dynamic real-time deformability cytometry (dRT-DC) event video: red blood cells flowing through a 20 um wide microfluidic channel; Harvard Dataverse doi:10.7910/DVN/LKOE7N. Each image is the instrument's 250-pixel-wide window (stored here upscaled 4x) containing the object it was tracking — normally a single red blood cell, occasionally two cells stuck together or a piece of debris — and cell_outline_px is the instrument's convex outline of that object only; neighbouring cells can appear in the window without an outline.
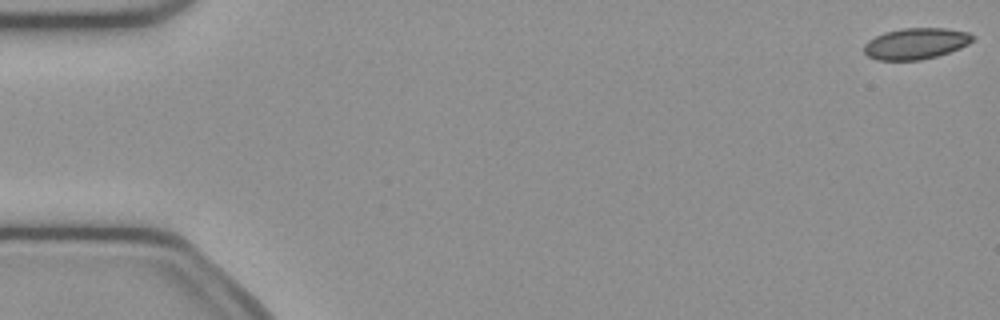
{"species": "common noctule bat (a hibernating species)", "species_latin": "Nyctalus noctula", "temperature_condition": "cold", "stored_images_in_passage": 53, "camera_frame_rate_fps": 3000, "um_per_image_px": 0.085, "animal": {"sex": "female", "body_mass_g": 21.9}, "frame": {"image": 1, "passage_image": 1, "time_ms": 0.0, "image_size_px": [1000, 320], "cell_outline_px": [[976, 36], [968, 44], [960, 48], [936, 56], [920, 60], [876, 60], [868, 56], [864, 52], [864, 44], [868, 40], [884, 32], [900, 28], [944, 28], [968, 32]], "centroid_in_image_um": [77.83, 3.7], "position_along_channel_um": 7.2, "area_um2": 19.77}}
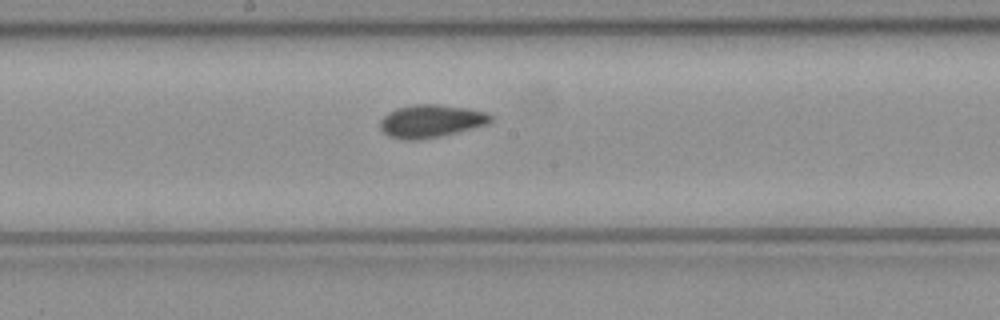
{"frame": {"image": 2, "passage_image": 28, "time_ms": 9.0, "image_size_px": [1000, 320], "cell_outline_px": [[492, 120], [488, 124], [440, 136], [416, 140], [404, 140], [388, 136], [380, 128], [380, 120], [388, 112], [396, 108], [412, 104], [436, 104], [468, 108], [488, 112], [492, 116]], "centroid_in_image_um": [36.62, 10.28], "position_along_channel_um": 211.6, "area_um2": 21.21}}
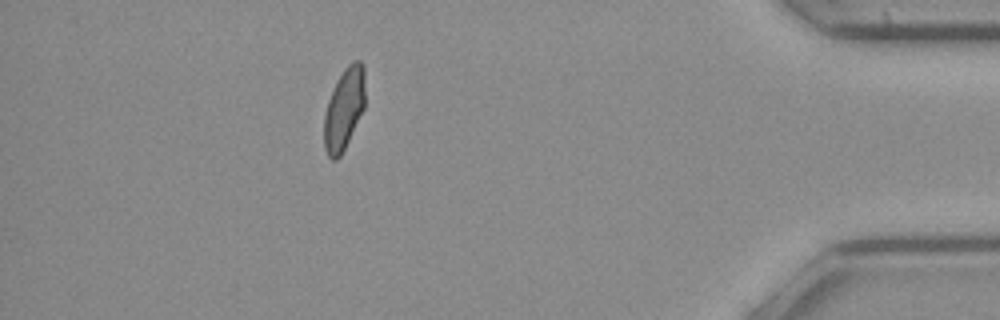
{"frame": {"image": 3, "passage_image": 47, "time_ms": 15.333, "image_size_px": [1000, 320], "cell_outline_px": [[364, 108], [340, 156], [336, 160], [332, 160], [328, 156], [324, 148], [324, 116], [328, 100], [336, 80], [344, 68], [352, 60], [360, 60], [364, 64]], "centroid_in_image_um": [29.23, 9.22], "position_along_channel_um": 406.0, "area_um2": 19.48}, "authors_computed_cell_mechanics": {"area_um2": 20.1722, "velocity_mm_per_s": 3.887, "shape_relaxation_time_tau1_ms": null, "shape_relaxation_time_tau2_ms": 2.1379, "deformation_change_tau1": null, "deformation_change_tau2": 0.0543}}